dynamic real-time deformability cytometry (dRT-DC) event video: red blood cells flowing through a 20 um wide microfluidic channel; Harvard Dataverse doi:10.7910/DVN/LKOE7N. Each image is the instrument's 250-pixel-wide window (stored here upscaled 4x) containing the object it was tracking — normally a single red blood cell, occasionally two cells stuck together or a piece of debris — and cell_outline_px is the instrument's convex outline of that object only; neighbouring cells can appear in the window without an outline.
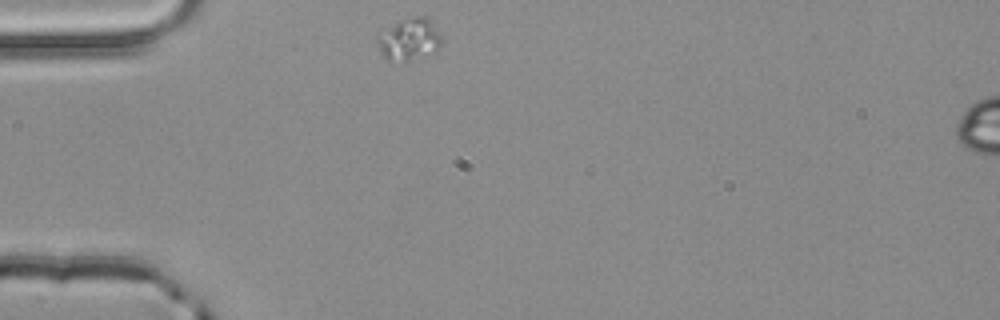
{"species": "common noctule bat (a hibernating species)", "species_latin": "Nyctalus noctula", "temperature_condition": "room temperature", "stored_images_in_passage": 2, "camera_frame_rate_fps": 3000, "um_per_image_px": 0.085, "animal": {"sex": "male", "body_mass_g": 20.4}, "frame": {"image": 1, "passage_image": 1, "time_ms": 0.0, "image_size_px": [1000, 320], "cell_outline_px": [[440, 48], [436, 52], [408, 64], [384, 60], [380, 52], [376, 40], [376, 36], [396, 24], [404, 20], [416, 16], [424, 16], [428, 20], [440, 36]], "centroid_in_image_um": [34.75, 3.47], "position_along_channel_um": 50.2, "area_um2": 15.84}}